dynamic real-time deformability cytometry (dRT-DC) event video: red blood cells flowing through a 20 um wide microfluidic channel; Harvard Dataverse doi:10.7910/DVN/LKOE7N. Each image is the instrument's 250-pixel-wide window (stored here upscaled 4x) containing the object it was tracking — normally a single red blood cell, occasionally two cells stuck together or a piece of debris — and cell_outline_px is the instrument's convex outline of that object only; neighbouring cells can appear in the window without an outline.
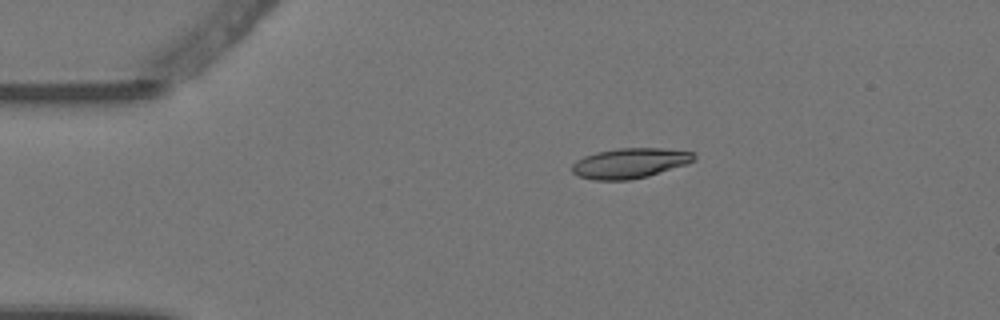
{"species": "Egyptian fruit bat (a non-hibernating species)", "species_latin": "Rousettus aegyptiacus", "temperature_condition": "warm", "stored_images_in_passage": 6, "camera_frame_rate_fps": 3000, "um_per_image_px": 0.085, "animal": {"sex": "female"}, "frame": {"image": 1, "passage_image": 1, "time_ms": 0.0, "image_size_px": [1000, 320], "cell_outline_px": [[696, 160], [688, 164], [648, 176], [628, 180], [592, 180], [576, 176], [572, 172], [572, 164], [576, 160], [584, 156], [596, 152], [620, 148], [660, 148], [692, 152], [696, 156]], "centroid_in_image_um": [53.52, 13.88], "position_along_channel_um": 31.5, "area_um2": 21.56}}
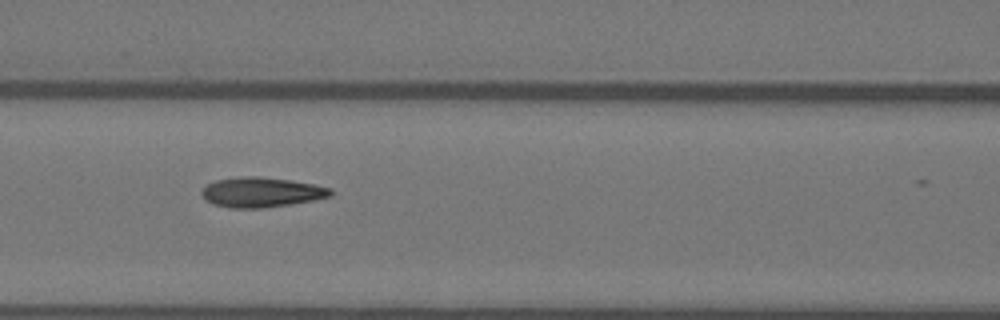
{"frame": {"image": 2, "passage_image": 4, "time_ms": 1.0, "image_size_px": [1000, 320], "cell_outline_px": [[332, 196], [312, 200], [288, 204], [260, 208], [232, 208], [212, 204], [200, 192], [208, 184], [216, 180], [244, 176], [260, 176], [288, 180], [312, 184], [332, 188]], "centroid_in_image_um": [22.22, 16.34], "position_along_channel_um": 144.4, "area_um2": 22.14}}
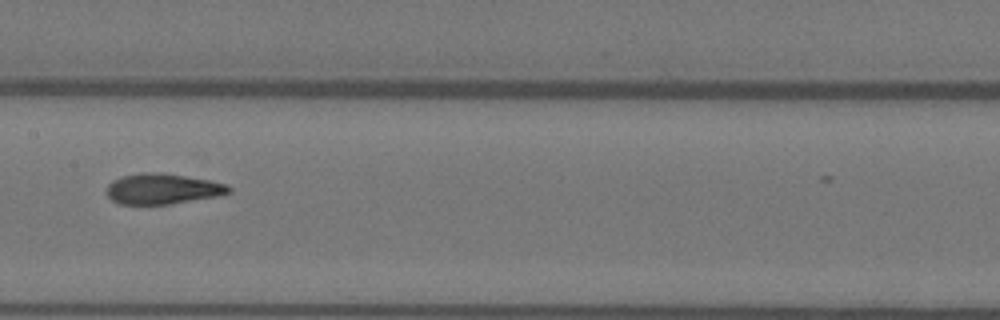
{"frame": {"image": 3, "passage_image": 5, "time_ms": 1.333, "image_size_px": [1000, 320], "cell_outline_px": [[232, 192], [216, 196], [168, 204], [120, 204], [112, 200], [108, 196], [108, 184], [112, 180], [124, 176], [140, 172], [160, 172], [208, 180], [228, 184], [232, 188]], "centroid_in_image_um": [13.82, 16.04], "position_along_channel_um": 193.6, "area_um2": 21.56}}